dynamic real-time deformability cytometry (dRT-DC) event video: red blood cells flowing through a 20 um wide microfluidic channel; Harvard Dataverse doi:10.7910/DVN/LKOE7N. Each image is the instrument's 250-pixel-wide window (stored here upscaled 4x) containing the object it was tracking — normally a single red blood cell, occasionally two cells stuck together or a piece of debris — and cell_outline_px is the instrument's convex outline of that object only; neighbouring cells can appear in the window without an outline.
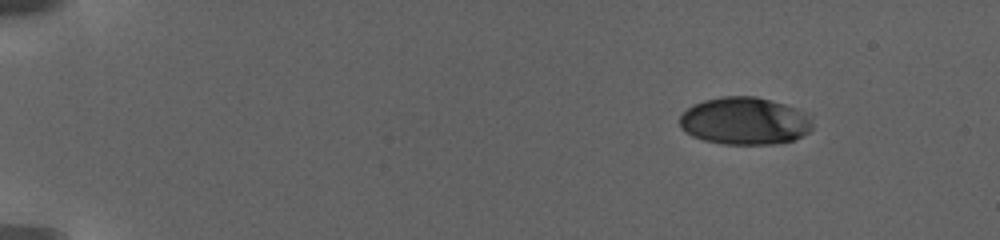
{"species": "human", "species_latin": "Homo sapiens", "temperature_condition": "warm", "stored_images_in_passage": 38, "camera_frame_rate_fps": 3000, "um_per_image_px": 0.085, "donor": {"sex": "female"}, "frame": {"image": 1, "passage_image": 1, "time_ms": 0.0, "image_size_px": [1000, 240], "cell_outline_px": [[812, 128], [808, 132], [792, 140], [772, 144], [724, 144], [704, 140], [692, 136], [680, 128], [680, 116], [688, 108], [704, 100], [724, 96], [756, 96], [784, 104], [792, 108], [804, 116], [812, 124]], "centroid_in_image_um": [63.22, 10.29], "position_along_channel_um": 21.8, "area_um2": 36.01}}
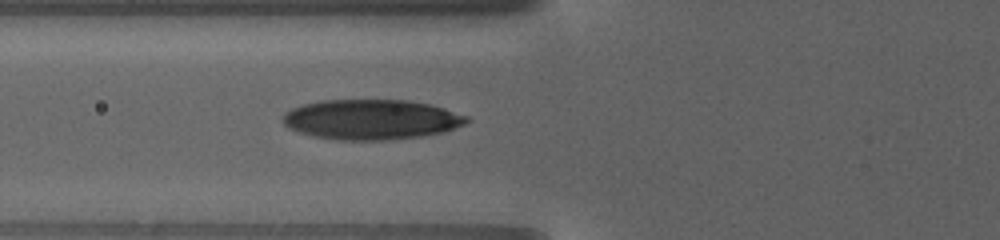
{"frame": {"image": 2, "passage_image": 11, "time_ms": 7.0, "image_size_px": [1000, 240], "cell_outline_px": [[472, 120], [464, 124], [440, 132], [420, 136], [384, 140], [336, 140], [312, 136], [288, 128], [284, 124], [284, 112], [292, 108], [304, 104], [324, 100], [404, 100], [428, 104], [468, 116]], "centroid_in_image_um": [31.52, 10.16], "position_along_channel_um": 94.3, "area_um2": 42.54}}
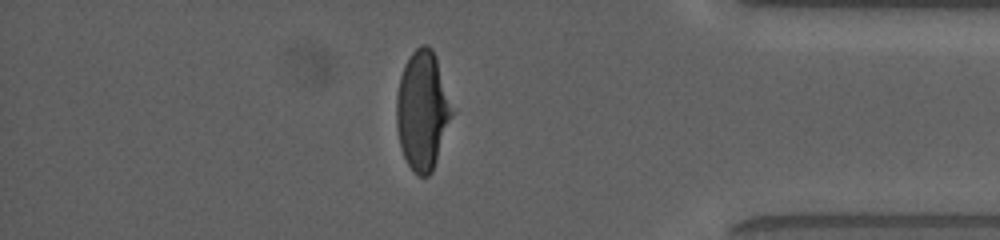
{"frame": {"image": 3, "passage_image": 33, "time_ms": 18.333, "image_size_px": [1000, 240], "cell_outline_px": [[452, 112], [432, 172], [428, 176], [420, 176], [408, 164], [400, 148], [396, 128], [396, 96], [400, 76], [404, 64], [412, 52], [420, 44], [428, 44], [432, 48], [436, 56]], "centroid_in_image_um": [35.85, 9.35], "position_along_channel_um": 399.4, "area_um2": 37.74}, "authors_computed_cell_mechanics": {"area_um2": 40.2577, "velocity_mm_per_s": 2.8894, "shape_relaxation_time_tau1_ms": 6.8628, "shape_relaxation_time_tau2_ms": null, "deformation_change_tau1": 0.2125, "deformation_change_tau2": null}}